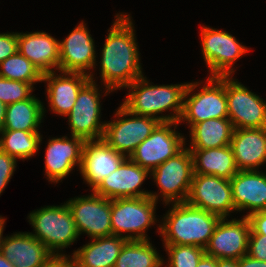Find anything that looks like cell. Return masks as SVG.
<instances>
[{"label":"cell","instance_id":"cell-1","mask_svg":"<svg viewBox=\"0 0 266 267\" xmlns=\"http://www.w3.org/2000/svg\"><path fill=\"white\" fill-rule=\"evenodd\" d=\"M130 15H116L102 48L101 79L106 93L127 87L143 76Z\"/></svg>","mask_w":266,"mask_h":267},{"label":"cell","instance_id":"cell-2","mask_svg":"<svg viewBox=\"0 0 266 267\" xmlns=\"http://www.w3.org/2000/svg\"><path fill=\"white\" fill-rule=\"evenodd\" d=\"M159 231L164 245H189L206 248L221 217L187 202L173 203Z\"/></svg>","mask_w":266,"mask_h":267},{"label":"cell","instance_id":"cell-3","mask_svg":"<svg viewBox=\"0 0 266 267\" xmlns=\"http://www.w3.org/2000/svg\"><path fill=\"white\" fill-rule=\"evenodd\" d=\"M188 83L175 85H150L146 77L136 79L122 105L131 113L152 117L162 122H179L183 110L184 95ZM173 115L155 116L166 110Z\"/></svg>","mask_w":266,"mask_h":267},{"label":"cell","instance_id":"cell-4","mask_svg":"<svg viewBox=\"0 0 266 267\" xmlns=\"http://www.w3.org/2000/svg\"><path fill=\"white\" fill-rule=\"evenodd\" d=\"M28 217L35 231L30 234L42 242L53 255H62L58 252L59 249L71 245L79 236L67 203L41 207L31 212Z\"/></svg>","mask_w":266,"mask_h":267},{"label":"cell","instance_id":"cell-5","mask_svg":"<svg viewBox=\"0 0 266 267\" xmlns=\"http://www.w3.org/2000/svg\"><path fill=\"white\" fill-rule=\"evenodd\" d=\"M198 83H188L187 85L179 123L181 120L188 121L191 128L194 124L208 119L228 118L226 76L208 77L207 84L202 87L201 91L190 95L199 85ZM189 95L190 97H188Z\"/></svg>","mask_w":266,"mask_h":267},{"label":"cell","instance_id":"cell-6","mask_svg":"<svg viewBox=\"0 0 266 267\" xmlns=\"http://www.w3.org/2000/svg\"><path fill=\"white\" fill-rule=\"evenodd\" d=\"M155 207L156 201L149 196L111 200L112 235L126 240H148L145 231L155 223Z\"/></svg>","mask_w":266,"mask_h":267},{"label":"cell","instance_id":"cell-7","mask_svg":"<svg viewBox=\"0 0 266 267\" xmlns=\"http://www.w3.org/2000/svg\"><path fill=\"white\" fill-rule=\"evenodd\" d=\"M115 115L120 119L110 123L106 122L103 140L127 158L161 123L152 117L133 114L122 104ZM128 116H132V118H126Z\"/></svg>","mask_w":266,"mask_h":267},{"label":"cell","instance_id":"cell-8","mask_svg":"<svg viewBox=\"0 0 266 267\" xmlns=\"http://www.w3.org/2000/svg\"><path fill=\"white\" fill-rule=\"evenodd\" d=\"M160 188L165 204L186 202L194 175L192 153L183 148L150 172Z\"/></svg>","mask_w":266,"mask_h":267},{"label":"cell","instance_id":"cell-9","mask_svg":"<svg viewBox=\"0 0 266 267\" xmlns=\"http://www.w3.org/2000/svg\"><path fill=\"white\" fill-rule=\"evenodd\" d=\"M179 122H162L141 142L130 159L149 172L184 148L185 138L175 131ZM175 125V129H172ZM171 127V128H170Z\"/></svg>","mask_w":266,"mask_h":267},{"label":"cell","instance_id":"cell-10","mask_svg":"<svg viewBox=\"0 0 266 267\" xmlns=\"http://www.w3.org/2000/svg\"><path fill=\"white\" fill-rule=\"evenodd\" d=\"M201 44L211 77H231L235 61L249 51L233 35L210 27H202Z\"/></svg>","mask_w":266,"mask_h":267},{"label":"cell","instance_id":"cell-11","mask_svg":"<svg viewBox=\"0 0 266 267\" xmlns=\"http://www.w3.org/2000/svg\"><path fill=\"white\" fill-rule=\"evenodd\" d=\"M89 74L90 81L79 91L72 110L67 115L71 136H78L86 140L103 139L105 124L100 122V93Z\"/></svg>","mask_w":266,"mask_h":267},{"label":"cell","instance_id":"cell-12","mask_svg":"<svg viewBox=\"0 0 266 267\" xmlns=\"http://www.w3.org/2000/svg\"><path fill=\"white\" fill-rule=\"evenodd\" d=\"M186 202L221 218L236 210L230 180L214 175L194 174Z\"/></svg>","mask_w":266,"mask_h":267},{"label":"cell","instance_id":"cell-13","mask_svg":"<svg viewBox=\"0 0 266 267\" xmlns=\"http://www.w3.org/2000/svg\"><path fill=\"white\" fill-rule=\"evenodd\" d=\"M228 118L234 129L266 128V102L226 76Z\"/></svg>","mask_w":266,"mask_h":267},{"label":"cell","instance_id":"cell-14","mask_svg":"<svg viewBox=\"0 0 266 267\" xmlns=\"http://www.w3.org/2000/svg\"><path fill=\"white\" fill-rule=\"evenodd\" d=\"M78 234L87 233L92 239L112 235L111 200L98 194L77 197L66 202Z\"/></svg>","mask_w":266,"mask_h":267},{"label":"cell","instance_id":"cell-15","mask_svg":"<svg viewBox=\"0 0 266 267\" xmlns=\"http://www.w3.org/2000/svg\"><path fill=\"white\" fill-rule=\"evenodd\" d=\"M149 173L147 169L126 158L119 168L105 177L92 192L110 200L149 196L157 202V193L139 189Z\"/></svg>","mask_w":266,"mask_h":267},{"label":"cell","instance_id":"cell-16","mask_svg":"<svg viewBox=\"0 0 266 267\" xmlns=\"http://www.w3.org/2000/svg\"><path fill=\"white\" fill-rule=\"evenodd\" d=\"M218 222L210 241L205 248V254L216 259H235L247 255L250 236V223L246 216L241 220L232 219Z\"/></svg>","mask_w":266,"mask_h":267},{"label":"cell","instance_id":"cell-17","mask_svg":"<svg viewBox=\"0 0 266 267\" xmlns=\"http://www.w3.org/2000/svg\"><path fill=\"white\" fill-rule=\"evenodd\" d=\"M127 158L103 139L86 140L83 145L80 173L92 191Z\"/></svg>","mask_w":266,"mask_h":267},{"label":"cell","instance_id":"cell-18","mask_svg":"<svg viewBox=\"0 0 266 267\" xmlns=\"http://www.w3.org/2000/svg\"><path fill=\"white\" fill-rule=\"evenodd\" d=\"M89 33L82 21L66 39L59 42V71L87 74L85 71L96 65L95 45Z\"/></svg>","mask_w":266,"mask_h":267},{"label":"cell","instance_id":"cell-19","mask_svg":"<svg viewBox=\"0 0 266 267\" xmlns=\"http://www.w3.org/2000/svg\"><path fill=\"white\" fill-rule=\"evenodd\" d=\"M85 140L78 136H66L49 139L45 154V171L50 182L62 181L73 169L75 164L81 165L82 151Z\"/></svg>","mask_w":266,"mask_h":267},{"label":"cell","instance_id":"cell-20","mask_svg":"<svg viewBox=\"0 0 266 267\" xmlns=\"http://www.w3.org/2000/svg\"><path fill=\"white\" fill-rule=\"evenodd\" d=\"M42 81H48L47 96L49 106L56 114L67 116L74 106L79 91L90 81L89 74L80 72H55L43 74Z\"/></svg>","mask_w":266,"mask_h":267},{"label":"cell","instance_id":"cell-21","mask_svg":"<svg viewBox=\"0 0 266 267\" xmlns=\"http://www.w3.org/2000/svg\"><path fill=\"white\" fill-rule=\"evenodd\" d=\"M236 211L252 213L266 210V174L258 170H239L231 179Z\"/></svg>","mask_w":266,"mask_h":267},{"label":"cell","instance_id":"cell-22","mask_svg":"<svg viewBox=\"0 0 266 267\" xmlns=\"http://www.w3.org/2000/svg\"><path fill=\"white\" fill-rule=\"evenodd\" d=\"M0 252L15 267H43L53 254L29 232L2 237Z\"/></svg>","mask_w":266,"mask_h":267},{"label":"cell","instance_id":"cell-23","mask_svg":"<svg viewBox=\"0 0 266 267\" xmlns=\"http://www.w3.org/2000/svg\"><path fill=\"white\" fill-rule=\"evenodd\" d=\"M230 147L238 170H258L266 162V128L234 129Z\"/></svg>","mask_w":266,"mask_h":267},{"label":"cell","instance_id":"cell-24","mask_svg":"<svg viewBox=\"0 0 266 267\" xmlns=\"http://www.w3.org/2000/svg\"><path fill=\"white\" fill-rule=\"evenodd\" d=\"M59 42L45 32L18 33V51L43 74L59 71Z\"/></svg>","mask_w":266,"mask_h":267},{"label":"cell","instance_id":"cell-25","mask_svg":"<svg viewBox=\"0 0 266 267\" xmlns=\"http://www.w3.org/2000/svg\"><path fill=\"white\" fill-rule=\"evenodd\" d=\"M127 240L116 235L95 238L74 251L75 267H114L121 248Z\"/></svg>","mask_w":266,"mask_h":267},{"label":"cell","instance_id":"cell-26","mask_svg":"<svg viewBox=\"0 0 266 267\" xmlns=\"http://www.w3.org/2000/svg\"><path fill=\"white\" fill-rule=\"evenodd\" d=\"M194 174L214 175L230 180L239 170L230 145L210 149H189Z\"/></svg>","mask_w":266,"mask_h":267},{"label":"cell","instance_id":"cell-27","mask_svg":"<svg viewBox=\"0 0 266 267\" xmlns=\"http://www.w3.org/2000/svg\"><path fill=\"white\" fill-rule=\"evenodd\" d=\"M234 127L229 118H213L194 124L190 128L188 149H210L230 145Z\"/></svg>","mask_w":266,"mask_h":267},{"label":"cell","instance_id":"cell-28","mask_svg":"<svg viewBox=\"0 0 266 267\" xmlns=\"http://www.w3.org/2000/svg\"><path fill=\"white\" fill-rule=\"evenodd\" d=\"M44 109L42 102L35 96L6 105L3 130L38 131Z\"/></svg>","mask_w":266,"mask_h":267},{"label":"cell","instance_id":"cell-29","mask_svg":"<svg viewBox=\"0 0 266 267\" xmlns=\"http://www.w3.org/2000/svg\"><path fill=\"white\" fill-rule=\"evenodd\" d=\"M114 267H163V259L149 240H127Z\"/></svg>","mask_w":266,"mask_h":267},{"label":"cell","instance_id":"cell-30","mask_svg":"<svg viewBox=\"0 0 266 267\" xmlns=\"http://www.w3.org/2000/svg\"><path fill=\"white\" fill-rule=\"evenodd\" d=\"M0 134V150L15 159H30L42 141L39 131L2 130Z\"/></svg>","mask_w":266,"mask_h":267},{"label":"cell","instance_id":"cell-31","mask_svg":"<svg viewBox=\"0 0 266 267\" xmlns=\"http://www.w3.org/2000/svg\"><path fill=\"white\" fill-rule=\"evenodd\" d=\"M0 76L32 86L43 79V73L19 51L0 63Z\"/></svg>","mask_w":266,"mask_h":267},{"label":"cell","instance_id":"cell-32","mask_svg":"<svg viewBox=\"0 0 266 267\" xmlns=\"http://www.w3.org/2000/svg\"><path fill=\"white\" fill-rule=\"evenodd\" d=\"M169 256L168 267H197L205 249L189 245H164Z\"/></svg>","mask_w":266,"mask_h":267},{"label":"cell","instance_id":"cell-33","mask_svg":"<svg viewBox=\"0 0 266 267\" xmlns=\"http://www.w3.org/2000/svg\"><path fill=\"white\" fill-rule=\"evenodd\" d=\"M33 86L22 81H13L0 76V101L9 105L27 100L32 96Z\"/></svg>","mask_w":266,"mask_h":267},{"label":"cell","instance_id":"cell-34","mask_svg":"<svg viewBox=\"0 0 266 267\" xmlns=\"http://www.w3.org/2000/svg\"><path fill=\"white\" fill-rule=\"evenodd\" d=\"M16 161L17 159L0 150V194L15 171Z\"/></svg>","mask_w":266,"mask_h":267},{"label":"cell","instance_id":"cell-35","mask_svg":"<svg viewBox=\"0 0 266 267\" xmlns=\"http://www.w3.org/2000/svg\"><path fill=\"white\" fill-rule=\"evenodd\" d=\"M247 255L255 260L266 262V239H264V235L250 234Z\"/></svg>","mask_w":266,"mask_h":267},{"label":"cell","instance_id":"cell-36","mask_svg":"<svg viewBox=\"0 0 266 267\" xmlns=\"http://www.w3.org/2000/svg\"><path fill=\"white\" fill-rule=\"evenodd\" d=\"M18 51V33L0 34V63Z\"/></svg>","mask_w":266,"mask_h":267},{"label":"cell","instance_id":"cell-37","mask_svg":"<svg viewBox=\"0 0 266 267\" xmlns=\"http://www.w3.org/2000/svg\"><path fill=\"white\" fill-rule=\"evenodd\" d=\"M247 218L250 223V234L264 235L266 239V210L252 213Z\"/></svg>","mask_w":266,"mask_h":267},{"label":"cell","instance_id":"cell-38","mask_svg":"<svg viewBox=\"0 0 266 267\" xmlns=\"http://www.w3.org/2000/svg\"><path fill=\"white\" fill-rule=\"evenodd\" d=\"M67 255H53L43 267H75L73 258ZM70 259V260H69Z\"/></svg>","mask_w":266,"mask_h":267},{"label":"cell","instance_id":"cell-39","mask_svg":"<svg viewBox=\"0 0 266 267\" xmlns=\"http://www.w3.org/2000/svg\"><path fill=\"white\" fill-rule=\"evenodd\" d=\"M239 267H266L265 261L255 260L248 255L238 259Z\"/></svg>","mask_w":266,"mask_h":267},{"label":"cell","instance_id":"cell-40","mask_svg":"<svg viewBox=\"0 0 266 267\" xmlns=\"http://www.w3.org/2000/svg\"><path fill=\"white\" fill-rule=\"evenodd\" d=\"M197 267H217V259L205 254L200 259Z\"/></svg>","mask_w":266,"mask_h":267},{"label":"cell","instance_id":"cell-41","mask_svg":"<svg viewBox=\"0 0 266 267\" xmlns=\"http://www.w3.org/2000/svg\"><path fill=\"white\" fill-rule=\"evenodd\" d=\"M217 267H239V263L235 259H217Z\"/></svg>","mask_w":266,"mask_h":267},{"label":"cell","instance_id":"cell-42","mask_svg":"<svg viewBox=\"0 0 266 267\" xmlns=\"http://www.w3.org/2000/svg\"><path fill=\"white\" fill-rule=\"evenodd\" d=\"M6 105L0 101V132L4 129Z\"/></svg>","mask_w":266,"mask_h":267},{"label":"cell","instance_id":"cell-43","mask_svg":"<svg viewBox=\"0 0 266 267\" xmlns=\"http://www.w3.org/2000/svg\"><path fill=\"white\" fill-rule=\"evenodd\" d=\"M0 267H15L12 262H9L0 252Z\"/></svg>","mask_w":266,"mask_h":267},{"label":"cell","instance_id":"cell-44","mask_svg":"<svg viewBox=\"0 0 266 267\" xmlns=\"http://www.w3.org/2000/svg\"><path fill=\"white\" fill-rule=\"evenodd\" d=\"M5 219L0 216V242L3 234Z\"/></svg>","mask_w":266,"mask_h":267}]
</instances>
